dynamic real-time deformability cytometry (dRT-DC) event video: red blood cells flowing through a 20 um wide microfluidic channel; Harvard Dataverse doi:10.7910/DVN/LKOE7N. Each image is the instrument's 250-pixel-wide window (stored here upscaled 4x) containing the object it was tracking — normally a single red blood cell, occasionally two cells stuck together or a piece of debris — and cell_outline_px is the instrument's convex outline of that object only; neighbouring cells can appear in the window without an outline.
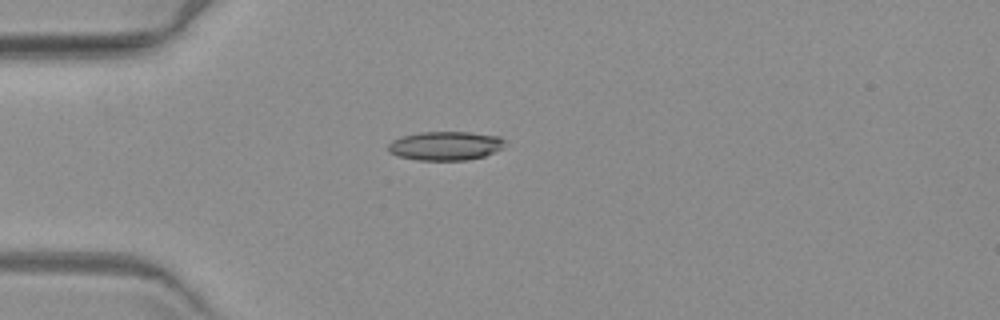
{"species": "common noctule bat (a hibernating species)", "species_latin": "Nyctalus noctula", "temperature_condition": "warm", "stored_images_in_passage": 2, "camera_frame_rate_fps": 3000, "um_per_image_px": 0.085, "animal": {"sex": "female", "body_mass_g": 19.3, "forearm_length_mm": 54.1}, "frame": {"image": 1, "passage_image": 1, "time_ms": 0.0, "image_size_px": [1000, 320], "cell_outline_px": [[504, 140], [500, 148], [484, 156], [468, 160], [416, 160], [400, 156], [388, 152], [388, 144], [392, 140], [400, 136], [420, 132], [472, 132], [500, 136]], "centroid_in_image_um": [37.81, 12.38], "position_along_channel_um": 47.2, "area_um2": 19.59}}